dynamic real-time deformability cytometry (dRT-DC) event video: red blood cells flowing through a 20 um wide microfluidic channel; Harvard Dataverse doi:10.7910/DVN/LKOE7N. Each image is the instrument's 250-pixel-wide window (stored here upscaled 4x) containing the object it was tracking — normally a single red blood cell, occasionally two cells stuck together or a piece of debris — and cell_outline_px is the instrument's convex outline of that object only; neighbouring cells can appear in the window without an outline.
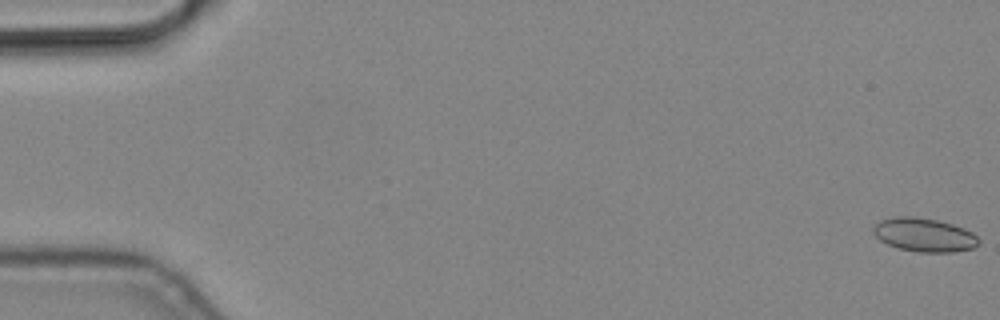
{"species": "common noctule bat (a hibernating species)", "species_latin": "Nyctalus noctula", "temperature_condition": "cold", "stored_images_in_passage": 10, "camera_frame_rate_fps": 3000, "um_per_image_px": 0.085, "animal": {"sex": "male", "body_mass_g": 19.2, "forearm_length_mm": 51.8}, "frame": {"image": 1, "passage_image": 1, "time_ms": 0.0, "image_size_px": [1000, 320], "cell_outline_px": [[980, 244], [972, 248], [952, 252], [916, 252], [896, 248], [880, 240], [872, 232], [872, 228], [880, 220], [896, 216], [912, 216], [936, 220], [952, 224], [964, 228], [972, 232], [980, 240]], "centroid_in_image_um": [78.54, 19.97], "position_along_channel_um": 6.5, "area_um2": 20.75}}
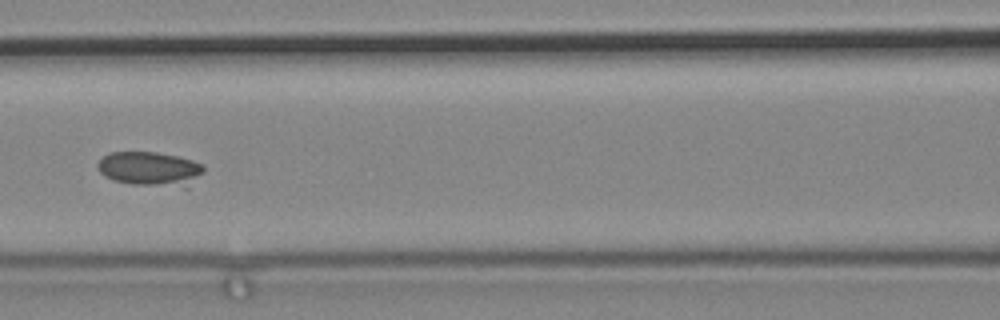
{"frame": {"image": 2, "passage_image": 8, "time_ms": 2.333, "image_size_px": [1000, 320], "cell_outline_px": [[204, 172], [188, 188], [184, 188], [132, 184], [112, 180], [104, 176], [96, 168], [96, 164], [108, 152], [156, 152], [176, 156], [192, 160], [200, 164], [204, 168]], "centroid_in_image_um": [12.75, 14.37], "position_along_channel_um": 153.8, "area_um2": 21.56}}
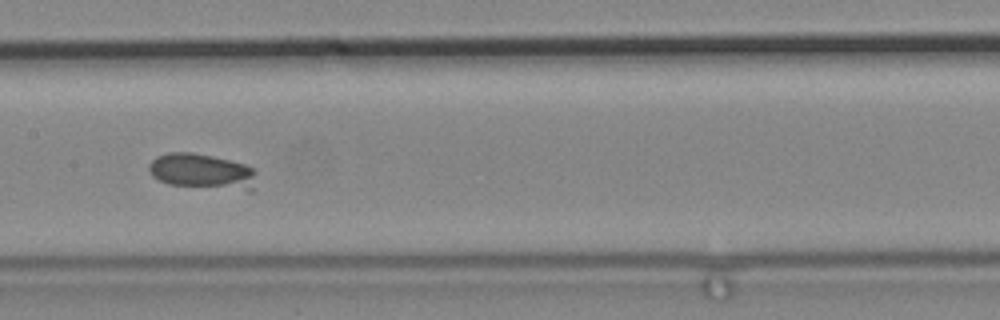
{"frame": {"image": 3, "passage_image": 9, "time_ms": 2.667, "image_size_px": [1000, 320], "cell_outline_px": [[256, 172], [252, 192], [248, 192], [168, 184], [152, 176], [148, 168], [148, 164], [156, 156], [168, 152], [192, 152], [212, 156], [244, 164], [252, 168]], "centroid_in_image_um": [17.18, 14.59], "position_along_channel_um": 190.2, "area_um2": 22.54}}